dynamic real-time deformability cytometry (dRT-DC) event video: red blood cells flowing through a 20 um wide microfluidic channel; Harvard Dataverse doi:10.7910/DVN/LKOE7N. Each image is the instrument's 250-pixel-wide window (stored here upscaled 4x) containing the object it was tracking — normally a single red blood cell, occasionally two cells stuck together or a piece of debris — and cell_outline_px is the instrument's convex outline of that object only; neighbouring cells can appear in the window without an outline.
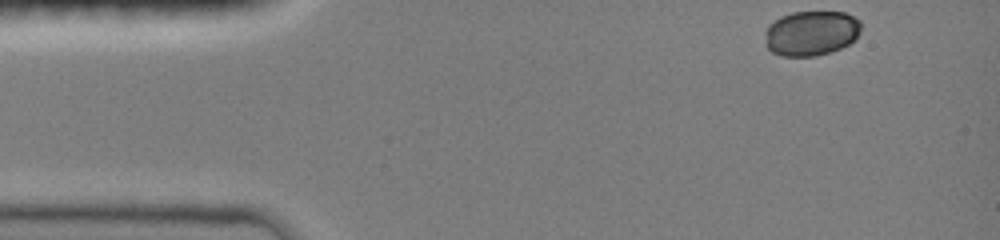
{"species": "common noctule bat (a hibernating species)", "species_latin": "Nyctalus noctula", "temperature_condition": "room temperature", "stored_images_in_passage": 4, "camera_frame_rate_fps": 3000, "um_per_image_px": 0.085, "animal": {"sex": "female", "body_mass_g": 19.0, "forearm_length_mm": 51.5}, "frame": {"image": 1, "passage_image": 1, "time_ms": 0.0, "image_size_px": [1000, 240], "cell_outline_px": [[860, 32], [856, 40], [840, 48], [816, 56], [780, 56], [772, 52], [764, 44], [768, 24], [780, 16], [792, 12], [844, 12], [860, 20]], "centroid_in_image_um": [68.94, 2.82], "position_along_channel_um": 16.1, "area_um2": 25.32}}
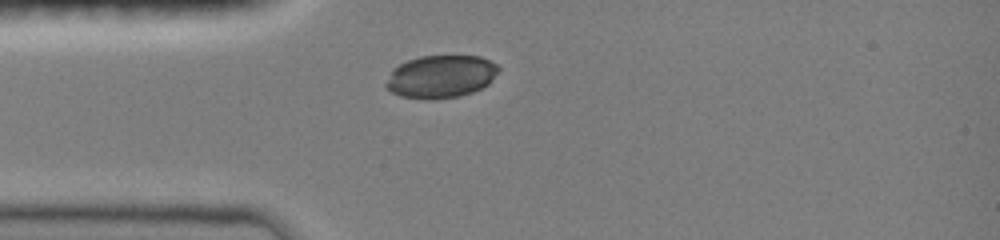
{"frame": {"image": 2, "passage_image": 4, "time_ms": 2.667, "image_size_px": [1000, 240], "cell_outline_px": [[500, 68], [492, 80], [488, 84], [472, 92], [460, 96], [428, 100], [424, 100], [400, 96], [392, 92], [384, 84], [392, 68], [408, 60], [420, 56], [480, 56], [496, 64]], "centroid_in_image_um": [37.44, 6.51], "position_along_channel_um": 47.6, "area_um2": 28.09}}